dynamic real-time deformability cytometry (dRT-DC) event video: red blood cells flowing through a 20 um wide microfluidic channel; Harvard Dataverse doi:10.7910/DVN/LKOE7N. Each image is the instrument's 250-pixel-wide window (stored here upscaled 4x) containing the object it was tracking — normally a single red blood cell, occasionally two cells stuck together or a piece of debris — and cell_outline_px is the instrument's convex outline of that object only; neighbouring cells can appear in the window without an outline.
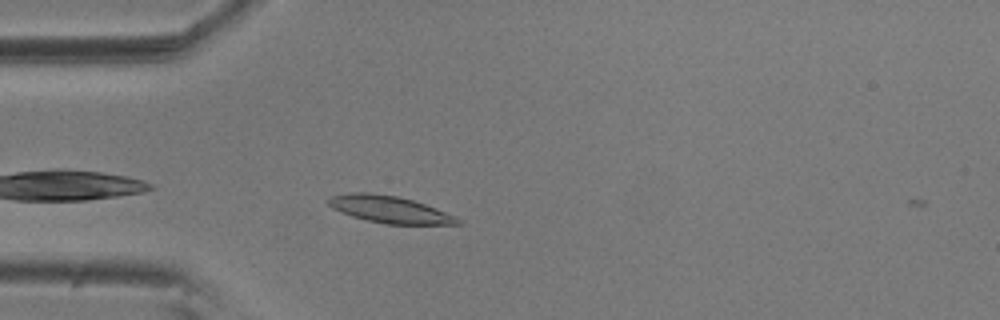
{"species": "common noctule bat (a hibernating species)", "species_latin": "Nyctalus noctula", "temperature_condition": "room temperature", "stored_images_in_passage": 6, "camera_frame_rate_fps": 3000, "um_per_image_px": 0.085, "animal": {"sex": "male", "body_mass_g": 20.5, "forearm_length_mm": 52.5}, "frame": {"image": 1, "passage_image": 4, "time_ms": 1.0, "image_size_px": [1000, 320], "cell_outline_px": [[464, 224], [384, 224], [352, 216], [332, 208], [324, 200], [332, 196], [352, 192], [368, 192], [396, 196], [412, 200], [436, 208], [456, 216], [464, 220]], "centroid_in_image_um": [33.14, 17.8], "position_along_channel_um": 51.9, "area_um2": 20.35}}